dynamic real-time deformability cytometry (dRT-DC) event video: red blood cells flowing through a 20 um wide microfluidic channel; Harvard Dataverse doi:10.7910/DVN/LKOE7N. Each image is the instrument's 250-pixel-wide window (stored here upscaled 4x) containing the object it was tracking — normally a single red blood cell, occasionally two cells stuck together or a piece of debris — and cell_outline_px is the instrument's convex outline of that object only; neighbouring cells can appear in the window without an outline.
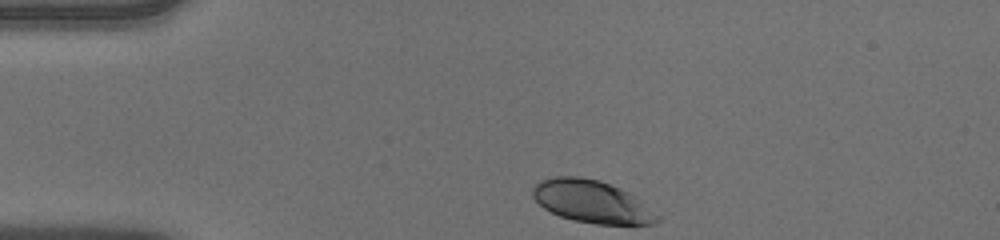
{"species": "human", "species_latin": "Homo sapiens", "temperature_condition": "warm", "stored_images_in_passage": 34, "camera_frame_rate_fps": 3000, "um_per_image_px": 0.085, "donor": {"sex": "male"}, "frame": {"image": 1, "passage_image": 1, "time_ms": 0.0, "image_size_px": [1000, 240], "cell_outline_px": [[660, 220], [652, 224], [596, 224], [572, 220], [560, 216], [544, 208], [532, 196], [532, 188], [540, 180], [556, 176], [580, 176], [600, 180], [620, 188], [628, 192], [660, 216]], "centroid_in_image_um": [50.28, 17.13], "position_along_channel_um": 34.7, "area_um2": 30.69}}
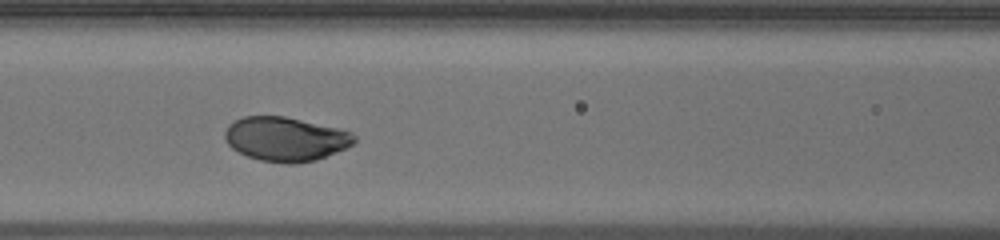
{"frame": {"image": 2, "passage_image": 13, "time_ms": 4.0, "image_size_px": [1000, 240], "cell_outline_px": [[356, 140], [352, 144], [344, 148], [316, 160], [296, 164], [284, 164], [260, 160], [248, 156], [232, 148], [224, 140], [224, 132], [228, 124], [244, 116], [284, 116], [336, 128], [352, 132], [356, 136]], "centroid_in_image_um": [24.24, 11.82], "position_along_channel_um": 142.4, "area_um2": 33.18}}
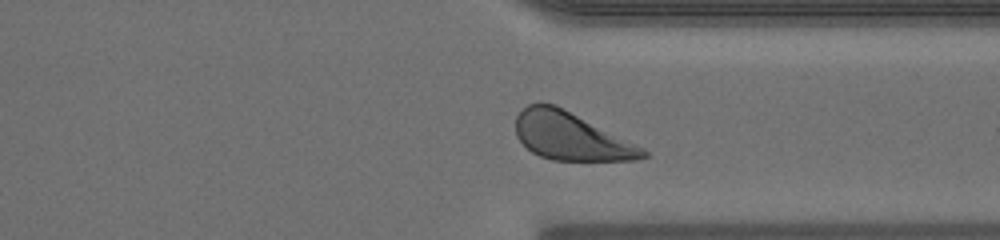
{"frame": {"image": 3, "passage_image": 30, "time_ms": 9.667, "image_size_px": [1000, 240], "cell_outline_px": [[648, 156], [636, 160], [552, 160], [540, 156], [532, 152], [516, 136], [516, 116], [528, 104], [540, 100], [556, 104], [644, 148], [648, 152]], "centroid_in_image_um": [48.5, 11.56], "position_along_channel_um": 362.9, "area_um2": 35.43}, "authors_computed_cell_mechanics": {"area_um2": 33.4951, "velocity_mm_per_s": 3.8918, "shape_relaxation_time_tau1_ms": 2.2926, "shape_relaxation_time_tau2_ms": null, "deformation_change_tau1": 0.1381, "deformation_change_tau2": null}}